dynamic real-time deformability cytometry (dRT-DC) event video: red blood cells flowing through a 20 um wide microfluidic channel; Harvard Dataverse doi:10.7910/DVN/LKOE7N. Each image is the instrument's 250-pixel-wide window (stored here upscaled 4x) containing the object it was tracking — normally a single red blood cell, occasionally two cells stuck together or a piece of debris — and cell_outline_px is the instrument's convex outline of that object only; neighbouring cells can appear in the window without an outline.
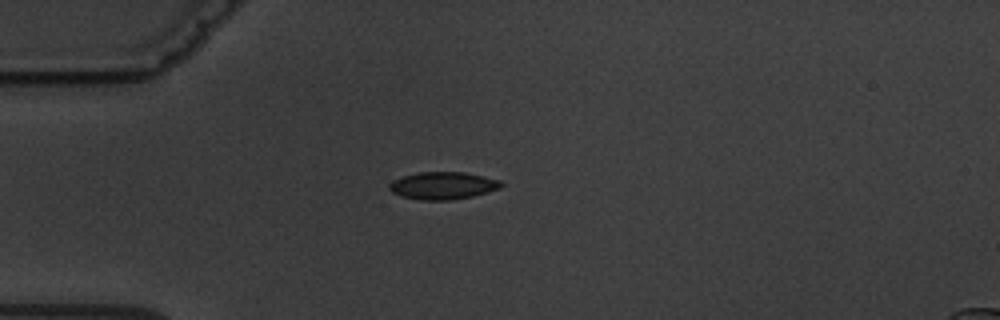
{"species": "common noctule bat (a hibernating species)", "species_latin": "Nyctalus noctula", "temperature_condition": "warm", "stored_images_in_passage": 1, "camera_frame_rate_fps": 3000, "um_per_image_px": 0.085, "animal": {"sex": "male", "body_mass_g": 19.5, "forearm_length_mm": 54.6}, "frame": {"image": 1, "passage_image": 1, "time_ms": 0.0, "image_size_px": [1000, 320], "cell_outline_px": [[504, 184], [500, 188], [488, 192], [472, 196], [452, 200], [420, 200], [400, 196], [392, 192], [388, 188], [388, 184], [392, 180], [404, 176], [420, 172], [464, 172], [500, 180]], "centroid_in_image_um": [37.63, 15.78], "position_along_channel_um": 47.4, "area_um2": 17.92}}